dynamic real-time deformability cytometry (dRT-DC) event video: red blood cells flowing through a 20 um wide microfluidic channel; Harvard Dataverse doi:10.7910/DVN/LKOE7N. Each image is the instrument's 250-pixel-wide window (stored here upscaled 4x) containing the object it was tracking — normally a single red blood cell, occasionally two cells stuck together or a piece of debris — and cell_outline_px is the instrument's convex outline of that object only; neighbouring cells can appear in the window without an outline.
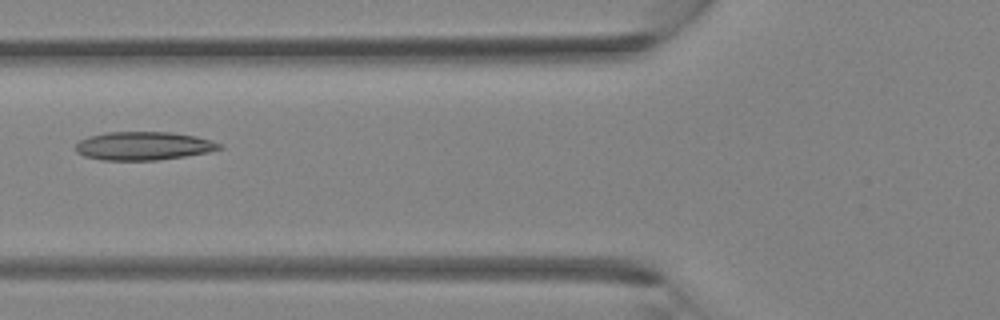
{"species": "Egyptian fruit bat (a non-hibernating species)", "species_latin": "Rousettus aegyptiacus", "temperature_condition": "room temperature", "stored_images_in_passage": 3, "camera_frame_rate_fps": 3000, "um_per_image_px": 0.085, "animal": {"sex": "female"}, "frame": {"image": 1, "passage_image": 3, "time_ms": 2.333, "image_size_px": [1000, 320], "cell_outline_px": [[224, 148], [208, 152], [184, 156], [156, 160], [100, 160], [84, 156], [76, 152], [76, 144], [80, 140], [88, 136], [108, 132], [172, 132], [196, 136], [212, 140], [220, 144]], "centroid_in_image_um": [12.19, 12.4], "position_along_channel_um": 113.6, "area_um2": 23.81}}